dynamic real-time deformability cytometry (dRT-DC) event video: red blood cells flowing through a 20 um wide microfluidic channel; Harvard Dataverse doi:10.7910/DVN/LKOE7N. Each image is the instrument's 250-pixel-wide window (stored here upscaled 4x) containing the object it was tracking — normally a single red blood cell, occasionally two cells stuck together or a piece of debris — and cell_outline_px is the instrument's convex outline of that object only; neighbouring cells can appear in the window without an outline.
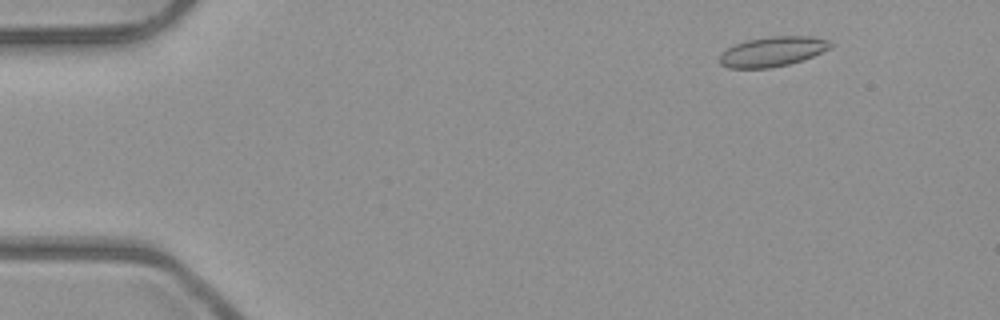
{"species": "common noctule bat (a hibernating species)", "species_latin": "Nyctalus noctula", "temperature_condition": "room temperature", "stored_images_in_passage": 6, "camera_frame_rate_fps": 3000, "um_per_image_px": 0.085, "animal": {"sex": "male", "body_mass_g": 23.1, "forearm_length_mm": 52.7}, "frame": {"image": 1, "passage_image": 2, "time_ms": 0.333, "image_size_px": [1000, 320], "cell_outline_px": [[832, 48], [812, 56], [788, 64], [768, 68], [728, 68], [720, 64], [720, 52], [736, 44], [748, 40], [768, 36], [808, 36], [828, 40], [832, 44]], "centroid_in_image_um": [65.65, 4.38], "position_along_channel_um": 19.4, "area_um2": 19.13}}
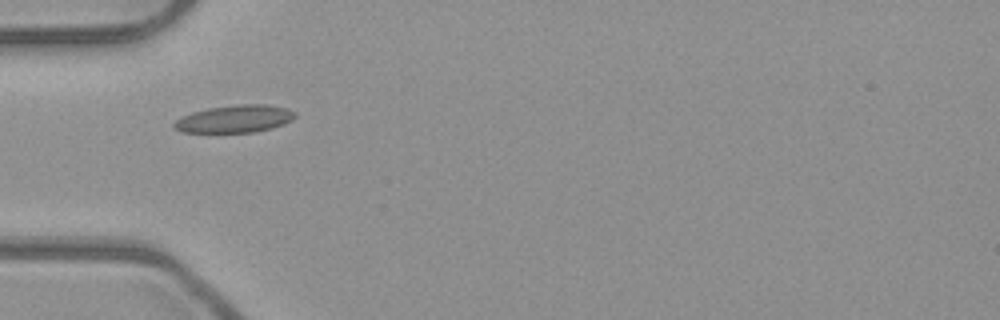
{"frame": {"image": 2, "passage_image": 5, "time_ms": 1.333, "image_size_px": [1000, 320], "cell_outline_px": [[296, 116], [292, 120], [284, 124], [272, 128], [252, 132], [184, 132], [176, 128], [172, 124], [180, 116], [192, 112], [208, 108], [236, 104], [268, 104], [288, 108], [296, 112]], "centroid_in_image_um": [19.99, 10.08], "position_along_channel_um": 65.0, "area_um2": 19.48}}
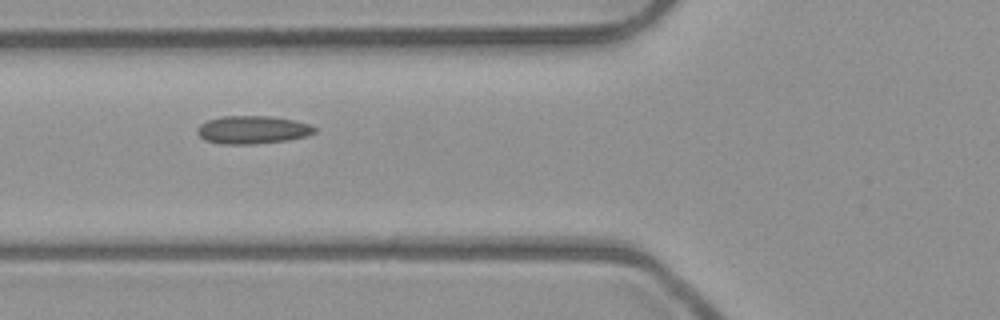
{"frame": {"image": 3, "passage_image": 6, "time_ms": 1.667, "image_size_px": [1000, 320], "cell_outline_px": [[316, 132], [304, 136], [288, 140], [252, 144], [220, 144], [204, 140], [196, 132], [196, 128], [200, 124], [208, 120], [220, 116], [272, 116], [292, 120], [308, 124], [316, 128]], "centroid_in_image_um": [21.41, 11.03], "position_along_channel_um": 104.4, "area_um2": 19.13}}